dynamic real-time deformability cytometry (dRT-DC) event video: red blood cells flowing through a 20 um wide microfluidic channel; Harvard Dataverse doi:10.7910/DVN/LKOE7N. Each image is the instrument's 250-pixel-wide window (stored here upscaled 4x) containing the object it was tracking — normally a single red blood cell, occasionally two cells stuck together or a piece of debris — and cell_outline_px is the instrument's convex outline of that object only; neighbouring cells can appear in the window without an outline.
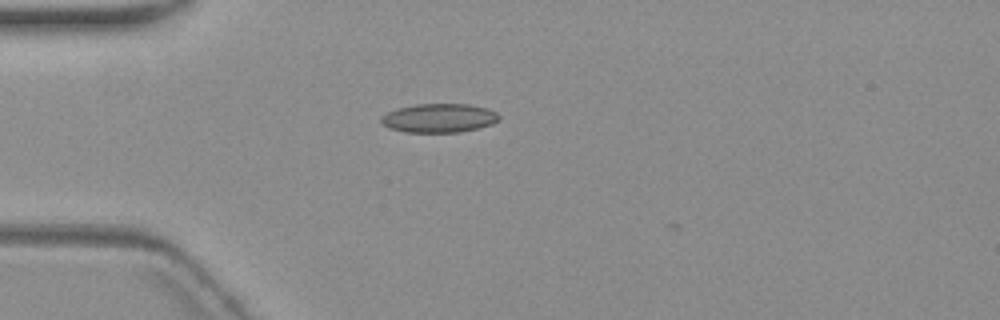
{"species": "common noctule bat (a hibernating species)", "species_latin": "Nyctalus noctula", "temperature_condition": "warm", "stored_images_in_passage": 5, "camera_frame_rate_fps": 3000, "um_per_image_px": 0.085, "animal": {"sex": "female", "body_mass_g": 19.3, "forearm_length_mm": 54.1}, "frame": {"image": 1, "passage_image": 3, "time_ms": 3.333, "image_size_px": [1000, 320], "cell_outline_px": [[500, 120], [492, 124], [460, 132], [404, 132], [388, 128], [380, 124], [380, 116], [396, 108], [416, 104], [468, 104], [488, 108], [496, 112], [500, 116]], "centroid_in_image_um": [37.28, 10.03], "position_along_channel_um": 47.7, "area_um2": 20.06}}
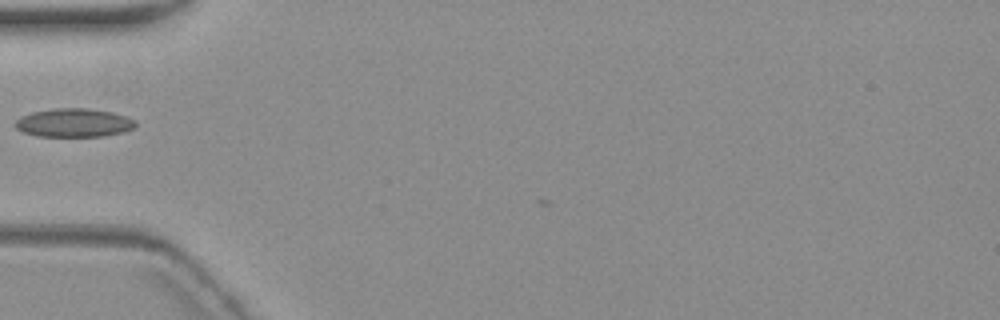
{"frame": {"image": 2, "passage_image": 4, "time_ms": 4.667, "image_size_px": [1000, 320], "cell_outline_px": [[136, 124], [132, 128], [124, 132], [104, 136], [36, 136], [24, 132], [16, 128], [12, 124], [20, 116], [32, 112], [52, 108], [88, 108], [112, 112], [128, 116], [136, 120]], "centroid_in_image_um": [6.27, 10.43], "position_along_channel_um": 78.7, "area_um2": 20.23}}
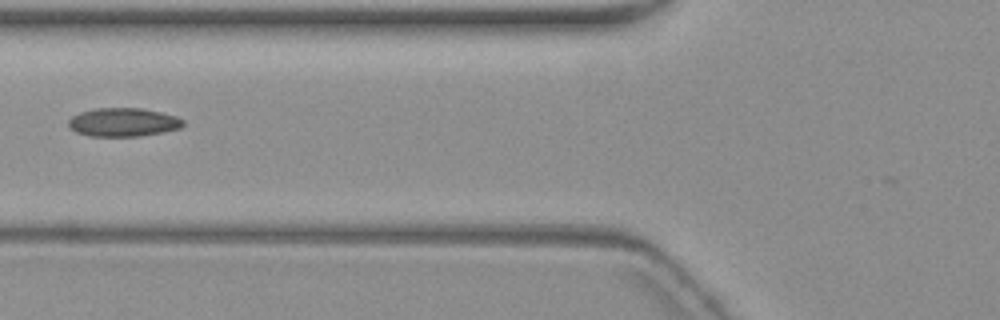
{"frame": {"image": 3, "passage_image": 5, "time_ms": 5.667, "image_size_px": [1000, 320], "cell_outline_px": [[184, 124], [180, 128], [140, 136], [88, 136], [76, 132], [68, 128], [68, 120], [72, 116], [80, 112], [96, 108], [140, 108], [160, 112], [176, 116], [184, 120]], "centroid_in_image_um": [10.43, 10.39], "position_along_channel_um": 115.4, "area_um2": 19.07}}